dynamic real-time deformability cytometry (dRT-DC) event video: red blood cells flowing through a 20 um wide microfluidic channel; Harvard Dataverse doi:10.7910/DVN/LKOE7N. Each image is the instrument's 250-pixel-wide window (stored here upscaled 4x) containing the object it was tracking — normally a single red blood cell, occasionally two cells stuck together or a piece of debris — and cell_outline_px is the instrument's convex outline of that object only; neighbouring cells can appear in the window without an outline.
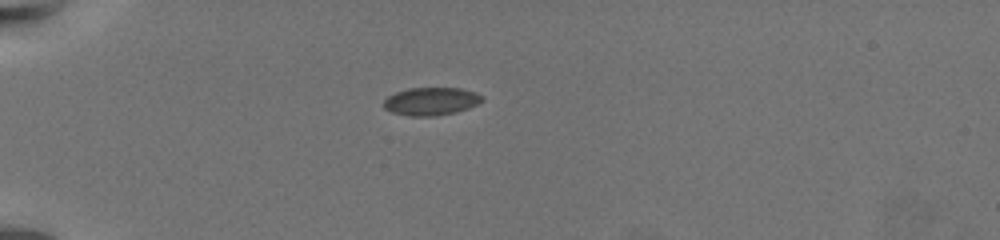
{"species": "common noctule bat (a hibernating species)", "species_latin": "Nyctalus noctula", "temperature_condition": "warm", "stored_images_in_passage": 45, "camera_frame_rate_fps": 3000, "um_per_image_px": 0.085, "animal": {"sex": "female", "body_mass_g": 19.5, "forearm_length_mm": 54.1}, "frame": {"image": 1, "passage_image": 1, "time_ms": 0.0, "image_size_px": [1000, 240], "cell_outline_px": [[484, 100], [468, 108], [456, 112], [436, 116], [408, 116], [392, 112], [384, 108], [384, 100], [388, 96], [396, 92], [408, 88], [460, 88], [476, 92], [484, 96]], "centroid_in_image_um": [36.66, 8.61], "position_along_channel_um": 48.3, "area_um2": 16.07}}
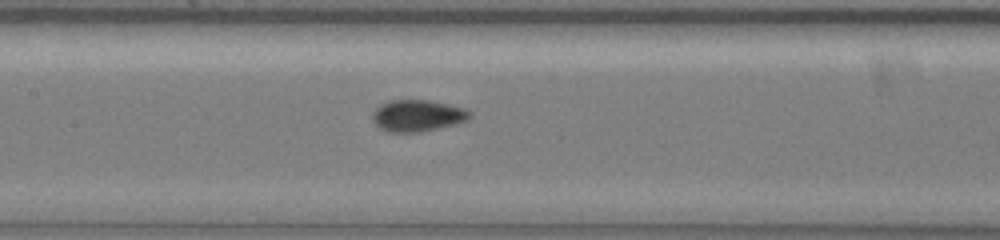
{"frame": {"image": 2, "passage_image": 15, "time_ms": 4.667, "image_size_px": [1000, 240], "cell_outline_px": [[472, 116], [456, 124], [420, 132], [388, 132], [380, 128], [372, 120], [372, 112], [380, 104], [388, 100], [428, 100], [464, 108], [472, 112]], "centroid_in_image_um": [35.45, 9.83], "position_along_channel_um": 171.9, "area_um2": 17.92}}
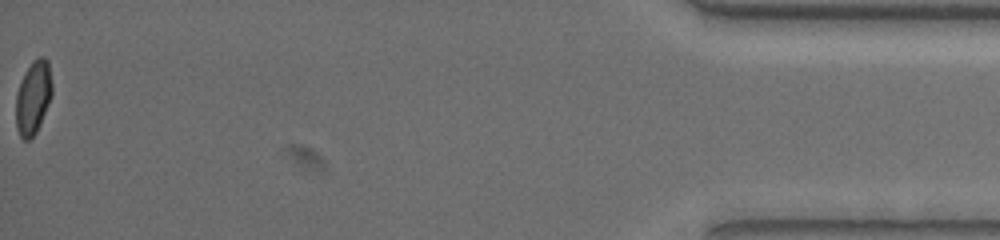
{"frame": {"image": 3, "passage_image": 45, "time_ms": 14.667, "image_size_px": [1000, 240], "cell_outline_px": [[52, 96], [40, 124], [36, 132], [28, 140], [24, 140], [20, 136], [16, 128], [16, 96], [20, 84], [32, 60], [40, 56], [44, 56], [48, 60], [52, 84]], "centroid_in_image_um": [2.84, 8.28], "position_along_channel_um": 432.4, "area_um2": 15.37}, "authors_computed_cell_mechanics": {"area_um2": 16.5308, "velocity_mm_per_s": 3.4319, "shape_relaxation_time_tau1_ms": 4.3012, "shape_relaxation_time_tau2_ms": null, "deformation_change_tau1": 0.0994, "deformation_change_tau2": null}}